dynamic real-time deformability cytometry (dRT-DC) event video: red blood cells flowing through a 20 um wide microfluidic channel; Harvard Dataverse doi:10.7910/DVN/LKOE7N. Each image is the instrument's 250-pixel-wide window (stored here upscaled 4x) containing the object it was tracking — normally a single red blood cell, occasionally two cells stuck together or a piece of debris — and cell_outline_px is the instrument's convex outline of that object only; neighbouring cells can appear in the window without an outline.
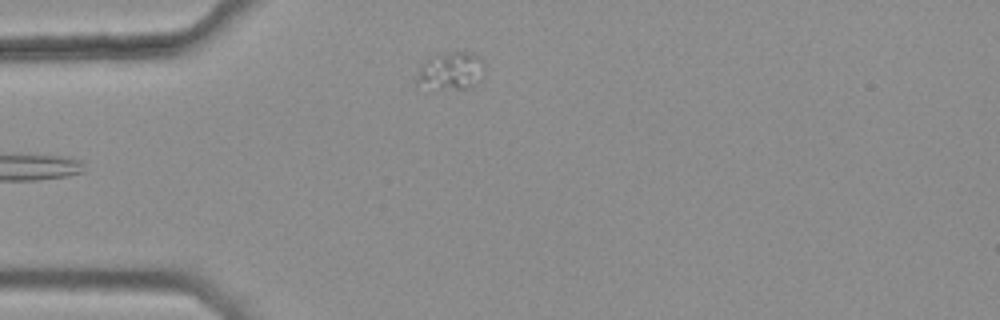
{"species": "common noctule bat (a hibernating species)", "species_latin": "Nyctalus noctula", "temperature_condition": "warm", "stored_images_in_passage": 7, "segment_of_instrument_passage": [2, 2], "camera_frame_rate_fps": 3000, "um_per_image_px": 0.085, "animal": {"sex": "female", "body_mass_g": 25.1}, "frame": {"image": 1, "passage_image": 5, "time_ms": 1.333, "image_size_px": [1000, 320], "cell_outline_px": [[484, 76], [480, 80], [468, 88], [440, 88], [416, 84], [416, 76], [424, 60], [428, 56], [440, 52], [464, 52], [476, 56], [484, 60]], "centroid_in_image_um": [38.32, 5.99], "position_along_channel_um": 46.7, "area_um2": 14.91}}